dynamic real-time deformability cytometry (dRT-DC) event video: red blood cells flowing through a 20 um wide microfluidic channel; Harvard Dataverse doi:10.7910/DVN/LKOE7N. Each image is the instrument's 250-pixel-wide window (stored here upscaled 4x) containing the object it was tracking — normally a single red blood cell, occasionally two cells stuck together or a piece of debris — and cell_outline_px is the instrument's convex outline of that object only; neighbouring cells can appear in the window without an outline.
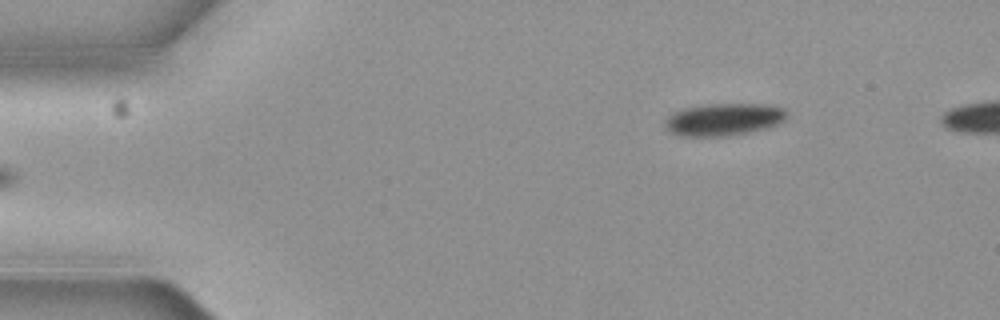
{"species": "common noctule bat (a hibernating species)", "species_latin": "Nyctalus noctula", "temperature_condition": "cold", "stored_images_in_passage": 5, "camera_frame_rate_fps": 3000, "um_per_image_px": 0.085, "animal": {"sex": "female", "body_mass_g": 19.3, "forearm_length_mm": 54.1}, "frame": {"image": 1, "passage_image": 5, "time_ms": 1.333, "image_size_px": [1000, 320], "cell_outline_px": [[788, 112], [784, 120], [768, 128], [748, 132], [724, 136], [684, 136], [672, 132], [664, 124], [664, 120], [672, 112], [684, 108], [712, 104], [764, 104], [784, 108]], "centroid_in_image_um": [61.53, 10.14], "position_along_channel_um": 23.5, "area_um2": 22.77}}